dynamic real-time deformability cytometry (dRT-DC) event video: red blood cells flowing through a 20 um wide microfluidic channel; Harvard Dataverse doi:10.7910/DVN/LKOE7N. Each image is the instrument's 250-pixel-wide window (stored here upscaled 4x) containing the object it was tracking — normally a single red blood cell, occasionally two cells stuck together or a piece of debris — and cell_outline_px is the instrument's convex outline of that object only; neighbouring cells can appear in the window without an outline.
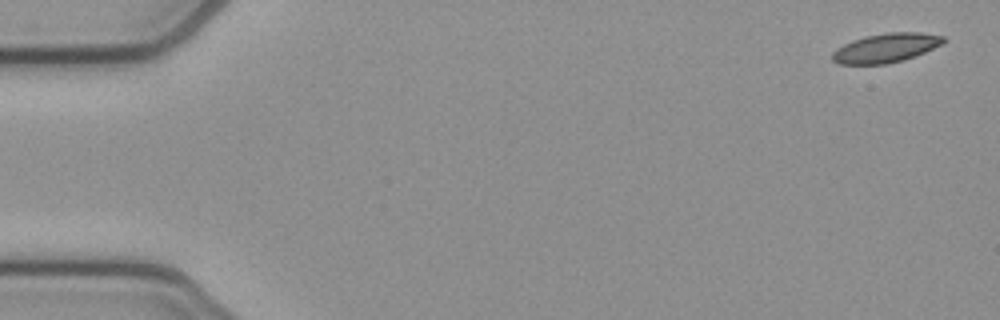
{"species": "common noctule bat (a hibernating species)", "species_latin": "Nyctalus noctula", "temperature_condition": "cold", "stored_images_in_passage": 18, "camera_frame_rate_fps": 3000, "um_per_image_px": 0.085, "animal": {"sex": "female", "body_mass_g": 21.9}, "frame": {"image": 1, "passage_image": 1, "time_ms": 0.0, "image_size_px": [1000, 320], "cell_outline_px": [[948, 40], [924, 52], [904, 60], [888, 64], [840, 64], [832, 60], [832, 52], [836, 48], [852, 40], [864, 36], [888, 32], [920, 32], [944, 36]], "centroid_in_image_um": [75.28, 4.07], "position_along_channel_um": 9.7, "area_um2": 18.9}}
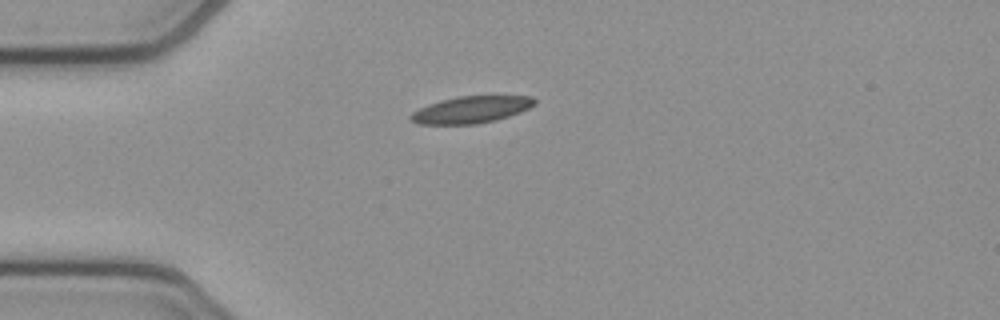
{"frame": {"image": 2, "passage_image": 13, "time_ms": 4.0, "image_size_px": [1000, 320], "cell_outline_px": [[536, 104], [520, 112], [496, 120], [476, 124], [416, 124], [408, 120], [408, 116], [412, 112], [428, 104], [440, 100], [456, 96], [492, 92], [532, 96], [536, 100]], "centroid_in_image_um": [40.1, 9.25], "position_along_channel_um": 44.9, "area_um2": 20.63}}
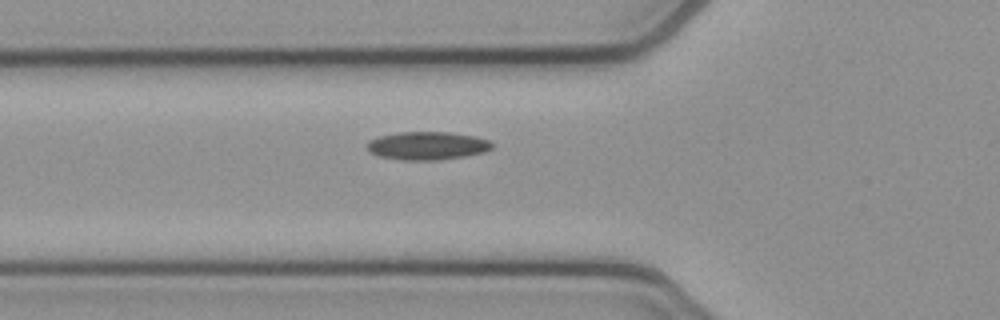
{"frame": {"image": 3, "passage_image": 18, "time_ms": 5.667, "image_size_px": [1000, 320], "cell_outline_px": [[492, 148], [484, 152], [464, 156], [436, 160], [400, 160], [380, 156], [368, 152], [368, 140], [380, 136], [400, 132], [448, 132], [476, 136], [488, 140], [492, 144]], "centroid_in_image_um": [36.31, 12.38], "position_along_channel_um": 89.5, "area_um2": 20.4}}